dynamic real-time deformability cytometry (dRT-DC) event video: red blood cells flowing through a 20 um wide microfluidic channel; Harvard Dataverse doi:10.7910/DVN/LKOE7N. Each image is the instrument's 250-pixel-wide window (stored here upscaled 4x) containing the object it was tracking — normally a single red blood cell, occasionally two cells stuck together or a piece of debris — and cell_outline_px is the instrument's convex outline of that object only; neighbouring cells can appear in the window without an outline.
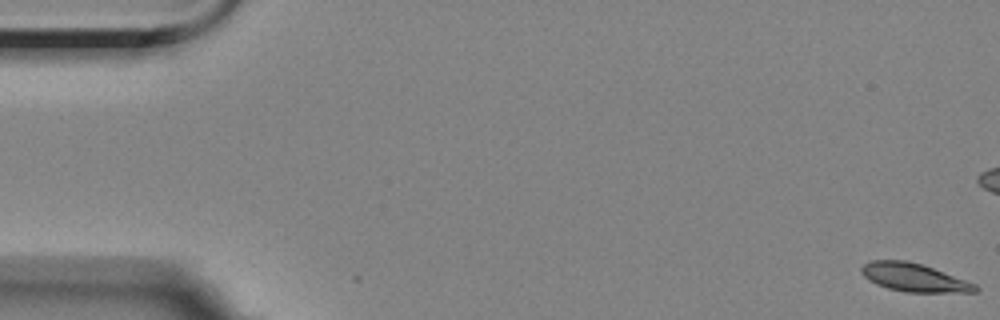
{"species": "Egyptian fruit bat (a non-hibernating species)", "species_latin": "Rousettus aegyptiacus", "temperature_condition": "room temperature", "stored_images_in_passage": 58, "camera_frame_rate_fps": 3000, "um_per_image_px": 0.085, "animal": {"sex": "female"}, "frame": {"image": 1, "passage_image": 1, "time_ms": 0.0, "image_size_px": [1000, 320], "cell_outline_px": [[980, 292], [904, 292], [888, 288], [876, 284], [868, 280], [860, 272], [860, 268], [864, 264], [872, 260], [908, 260], [932, 268], [976, 284], [980, 288]], "centroid_in_image_um": [77.67, 23.59], "position_along_channel_um": 7.3, "area_um2": 18.67}}
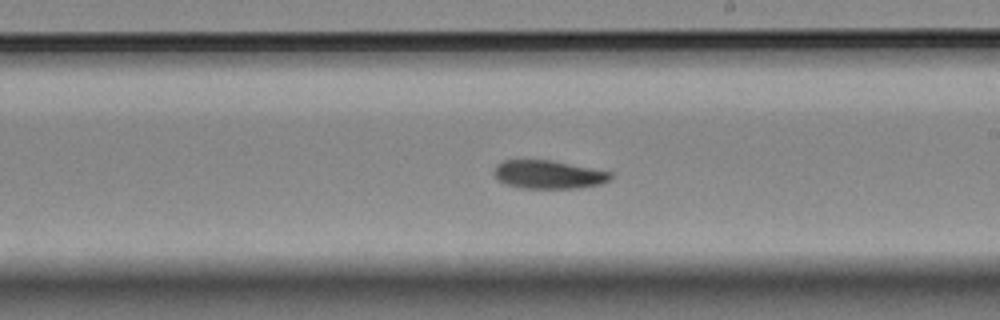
{"frame": {"image": 2, "passage_image": 33, "time_ms": 10.667, "image_size_px": [1000, 320], "cell_outline_px": [[612, 176], [608, 180], [600, 184], [580, 188], [520, 188], [508, 184], [500, 180], [492, 172], [496, 164], [504, 160], [552, 160], [612, 172]], "centroid_in_image_um": [46.62, 14.83], "position_along_channel_um": 242.4, "area_um2": 19.19}}
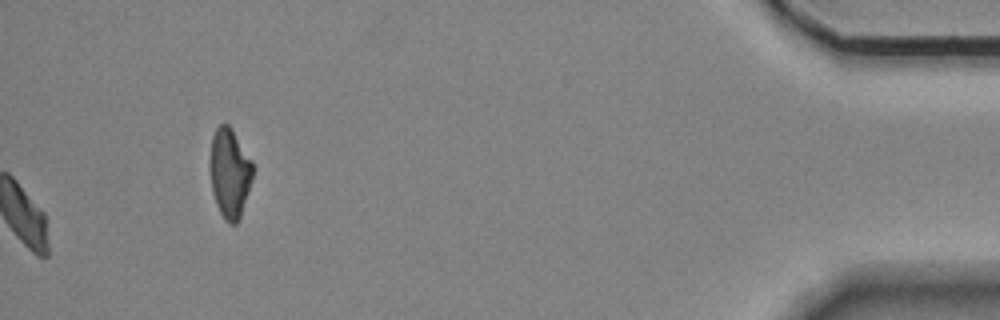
{"frame": {"image": 3, "passage_image": 58, "time_ms": 19.0, "image_size_px": [1000, 320], "cell_outline_px": [[252, 180], [240, 220], [236, 224], [228, 224], [224, 220], [216, 204], [212, 192], [208, 164], [212, 136], [216, 128], [220, 124], [228, 124], [232, 128], [252, 160]], "centroid_in_image_um": [19.5, 14.72], "position_along_channel_um": 415.7, "area_um2": 22.83}, "authors_computed_cell_mechanics": {"area_um2": 19.5653, "velocity_mm_per_s": 3.4994, "shape_relaxation_time_tau1_ms": 5.9255, "shape_relaxation_time_tau2_ms": null, "deformation_change_tau1": 0.1393, "deformation_change_tau2": null}}